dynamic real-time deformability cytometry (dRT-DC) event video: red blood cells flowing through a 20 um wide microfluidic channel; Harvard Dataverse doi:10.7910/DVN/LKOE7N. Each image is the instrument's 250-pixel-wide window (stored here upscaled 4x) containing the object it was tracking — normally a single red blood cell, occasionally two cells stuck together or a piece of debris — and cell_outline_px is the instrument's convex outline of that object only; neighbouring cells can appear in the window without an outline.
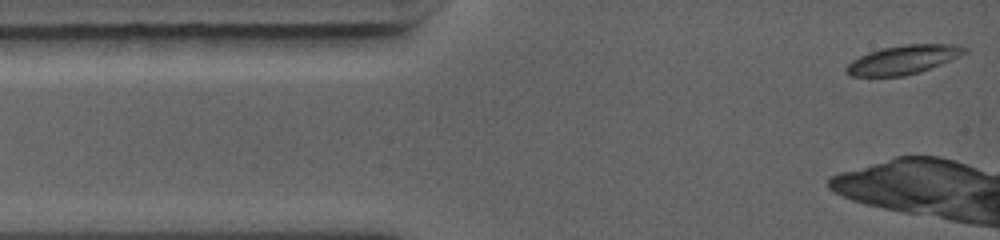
{"species": "common noctule bat (a hibernating species)", "species_latin": "Nyctalus noctula", "temperature_condition": "warm", "stored_images_in_passage": 11, "camera_frame_rate_fps": 5000, "um_per_image_px": 0.085, "animal": {"sex": "female", "body_mass_g": 19.0, "forearm_length_mm": 56.7}, "frame": {"image": 1, "passage_image": 1, "time_ms": 0.0, "image_size_px": [1000, 240], "cell_outline_px": [[968, 52], [952, 60], [920, 72], [904, 76], [848, 76], [844, 72], [844, 68], [852, 60], [868, 52], [880, 48], [904, 44], [956, 44], [968, 48]], "centroid_in_image_um": [76.78, 5.07], "position_along_channel_um": 8.2, "area_um2": 20.17}}